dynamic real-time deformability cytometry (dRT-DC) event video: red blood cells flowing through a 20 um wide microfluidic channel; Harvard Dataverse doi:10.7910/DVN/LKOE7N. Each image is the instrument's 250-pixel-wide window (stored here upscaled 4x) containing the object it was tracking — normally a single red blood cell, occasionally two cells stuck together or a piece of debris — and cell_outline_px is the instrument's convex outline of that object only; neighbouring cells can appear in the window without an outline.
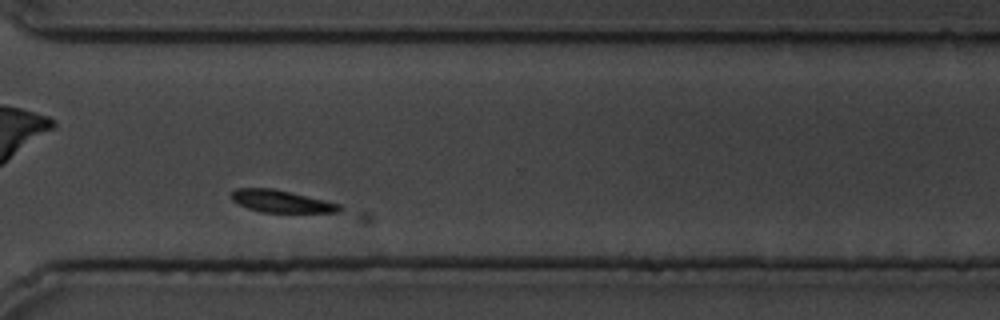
{"species": "common noctule bat (a hibernating species)", "species_latin": "Nyctalus noctula", "temperature_condition": "cold", "stored_images_in_passage": 115, "camera_frame_rate_fps": 3000, "um_per_image_px": 0.085, "animal": {"sex": "male", "body_mass_g": 19.5, "forearm_length_mm": 54.6}, "frame": {"image": 1, "passage_image": 90, "time_ms": 29.667, "image_size_px": [1000, 320], "cell_outline_px": [[344, 208], [340, 212], [260, 212], [248, 208], [232, 200], [232, 192], [236, 188], [272, 188], [324, 200], [340, 204]], "centroid_in_image_um": [23.93, 17.11], "position_along_channel_um": 346.7, "area_um2": 13.81}}